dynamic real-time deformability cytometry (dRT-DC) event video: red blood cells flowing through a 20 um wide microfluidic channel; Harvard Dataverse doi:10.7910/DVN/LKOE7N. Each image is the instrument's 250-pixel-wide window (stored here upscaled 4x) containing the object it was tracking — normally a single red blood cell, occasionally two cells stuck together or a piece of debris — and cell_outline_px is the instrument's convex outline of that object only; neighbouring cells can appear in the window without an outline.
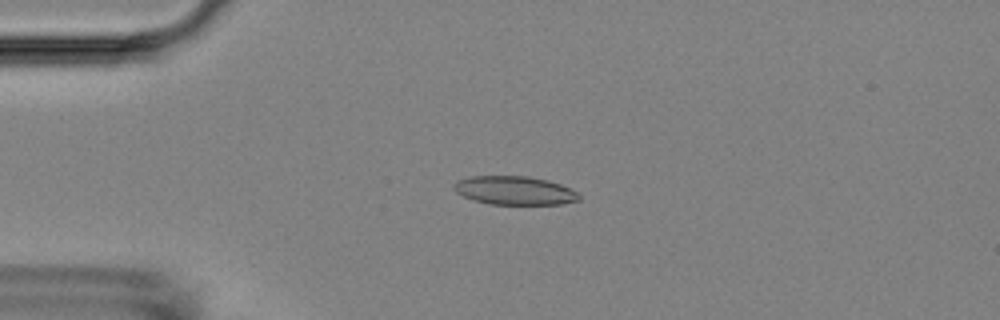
{"species": "Egyptian fruit bat (a non-hibernating species)", "species_latin": "Rousettus aegyptiacus", "temperature_condition": "room temperature", "stored_images_in_passage": 55, "camera_frame_rate_fps": 3000, "um_per_image_px": 0.085, "animal": {"sex": "female"}, "frame": {"image": 1, "passage_image": 13, "time_ms": 4.0, "image_size_px": [1000, 320], "cell_outline_px": [[580, 200], [564, 204], [488, 204], [472, 200], [456, 192], [452, 188], [452, 184], [456, 180], [468, 176], [528, 176], [548, 180], [560, 184], [576, 192], [580, 196]], "centroid_in_image_um": [43.69, 16.19], "position_along_channel_um": 41.3, "area_um2": 21.04}}
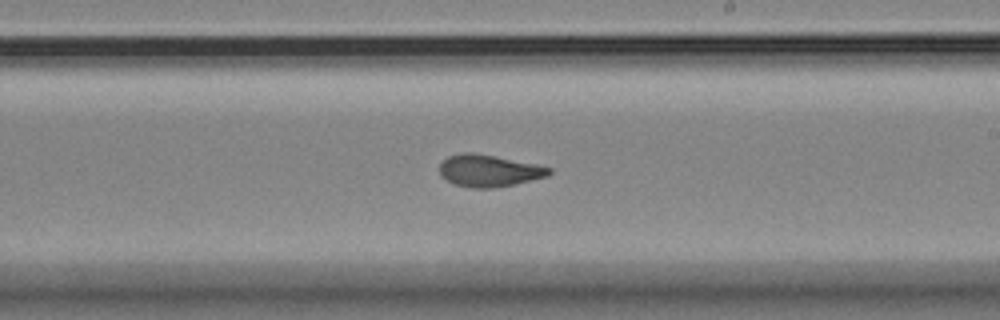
{"frame": {"image": 2, "passage_image": 32, "time_ms": 10.333, "image_size_px": [1000, 320], "cell_outline_px": [[552, 172], [548, 176], [516, 184], [492, 188], [472, 188], [456, 184], [440, 176], [440, 164], [448, 156], [464, 152], [472, 152], [536, 164], [552, 168]], "centroid_in_image_um": [41.57, 14.51], "position_along_channel_um": 247.4, "area_um2": 20.29}}
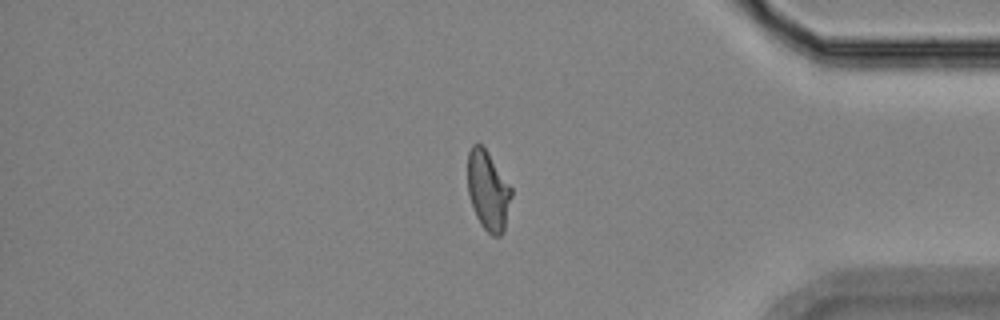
{"frame": {"image": 3, "passage_image": 46, "time_ms": 15.0, "image_size_px": [1000, 320], "cell_outline_px": [[512, 196], [504, 232], [500, 236], [492, 236], [480, 224], [476, 216], [468, 192], [468, 152], [472, 144], [480, 144], [488, 152], [512, 188]], "centroid_in_image_um": [41.5, 16.22], "position_along_channel_um": 393.7, "area_um2": 20.23}, "authors_computed_cell_mechanics": {"area_um2": 20.6346, "velocity_mm_per_s": 3.6392, "shape_relaxation_time_tau1_ms": 9.4425, "shape_relaxation_time_tau2_ms": 2.2063, "deformation_change_tau1": 0.2173, "deformation_change_tau2": 0.071}}